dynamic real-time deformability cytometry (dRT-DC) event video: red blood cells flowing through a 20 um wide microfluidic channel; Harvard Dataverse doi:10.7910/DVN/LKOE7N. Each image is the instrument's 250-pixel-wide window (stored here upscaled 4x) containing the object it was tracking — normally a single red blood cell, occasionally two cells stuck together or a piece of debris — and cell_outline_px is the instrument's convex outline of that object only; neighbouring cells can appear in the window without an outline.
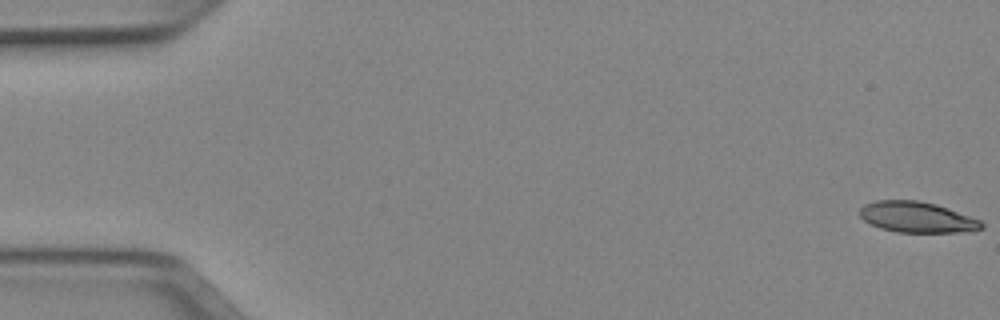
{"species": "Egyptian fruit bat (a non-hibernating species)", "species_latin": "Rousettus aegyptiacus", "temperature_condition": "cold", "stored_images_in_passage": 53, "camera_frame_rate_fps": 3000, "um_per_image_px": 0.085, "animal": {"sex": "female"}, "frame": {"image": 1, "passage_image": 1, "time_ms": 0.0, "image_size_px": [1000, 320], "cell_outline_px": [[984, 228], [960, 232], [896, 232], [880, 228], [868, 224], [860, 216], [860, 208], [864, 204], [876, 200], [916, 200], [936, 204], [948, 208], [980, 220], [984, 224]], "centroid_in_image_um": [77.91, 18.46], "position_along_channel_um": 7.1, "area_um2": 21.85}}
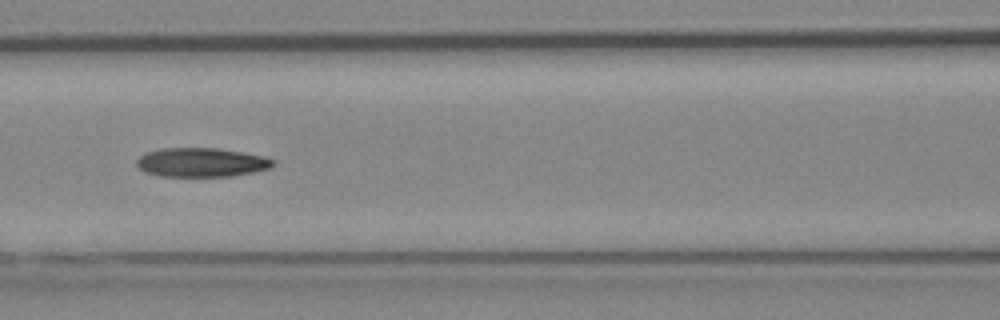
{"frame": {"image": 2, "passage_image": 23, "time_ms": 7.333, "image_size_px": [1000, 320], "cell_outline_px": [[276, 164], [272, 168], [232, 176], [160, 176], [144, 172], [136, 164], [136, 160], [144, 152], [164, 148], [216, 148], [264, 156], [276, 160]], "centroid_in_image_um": [17.13, 13.8], "position_along_channel_um": 149.5, "area_um2": 23.18}}
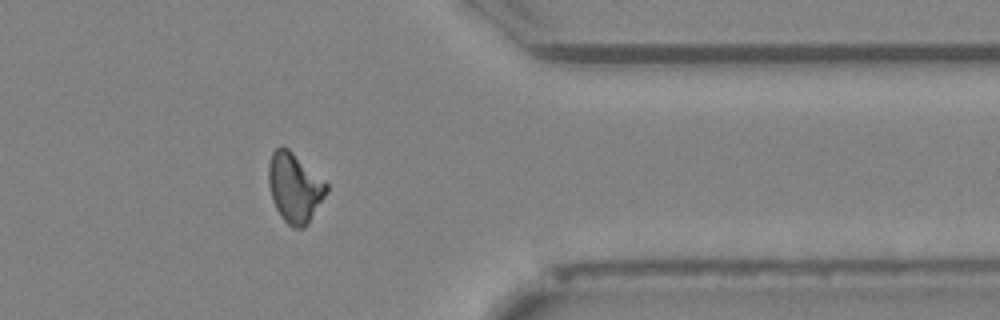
{"frame": {"image": 3, "passage_image": 42, "time_ms": 13.667, "image_size_px": [1000, 320], "cell_outline_px": [[328, 192], [308, 224], [304, 228], [292, 228], [280, 216], [272, 200], [268, 184], [268, 164], [272, 152], [280, 144], [288, 148], [328, 184]], "centroid_in_image_um": [25.03, 15.95], "position_along_channel_um": 386.4, "area_um2": 23.64}, "authors_computed_cell_mechanics": {"area_um2": 23.0622, "velocity_mm_per_s": 3.9483, "shape_relaxation_time_tau1_ms": 11.1359, "shape_relaxation_time_tau2_ms": null, "deformation_change_tau1": 0.2386, "deformation_change_tau2": null}}